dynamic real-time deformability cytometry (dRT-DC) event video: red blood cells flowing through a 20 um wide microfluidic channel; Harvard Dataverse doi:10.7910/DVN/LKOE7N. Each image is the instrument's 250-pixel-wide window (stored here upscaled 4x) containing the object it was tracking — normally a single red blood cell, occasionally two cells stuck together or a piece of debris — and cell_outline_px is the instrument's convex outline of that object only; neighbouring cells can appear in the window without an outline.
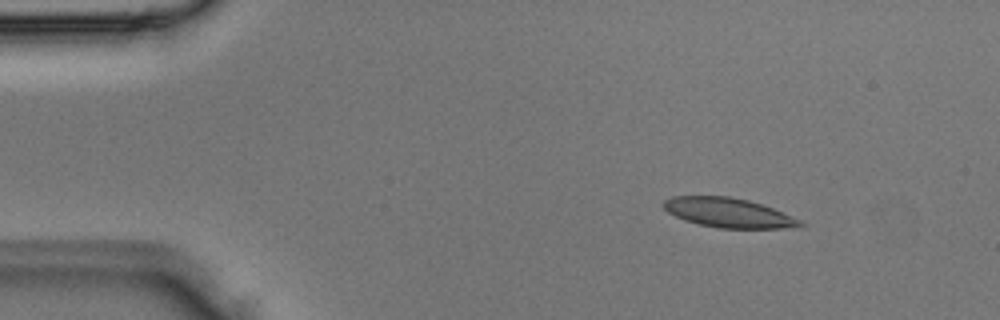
{"species": "Egyptian fruit bat (a non-hibernating species)", "species_latin": "Rousettus aegyptiacus", "temperature_condition": "room temperature", "stored_images_in_passage": 3, "camera_frame_rate_fps": 3000, "um_per_image_px": 0.085, "animal": {"sex": "male"}, "frame": {"image": 1, "passage_image": 1, "time_ms": 0.0, "image_size_px": [1000, 320], "cell_outline_px": [[808, 224], [800, 228], [720, 228], [700, 224], [684, 220], [668, 212], [660, 204], [664, 200], [672, 196], [728, 196], [748, 200], [772, 208], [792, 216]], "centroid_in_image_um": [61.94, 18.09], "position_along_channel_um": 23.1, "area_um2": 23.52}}
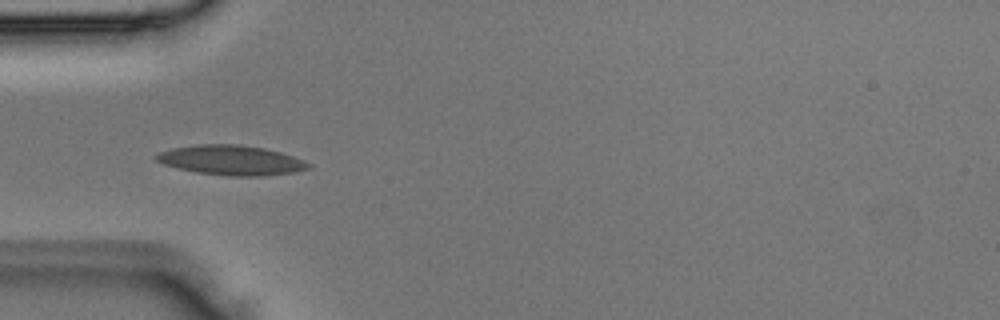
{"frame": {"image": 2, "passage_image": 3, "time_ms": 0.667, "image_size_px": [1000, 320], "cell_outline_px": [[312, 164], [308, 168], [292, 172], [256, 176], [232, 176], [196, 172], [176, 168], [164, 164], [156, 160], [152, 156], [160, 152], [172, 148], [196, 144], [240, 144], [264, 148], [280, 152], [304, 160]], "centroid_in_image_um": [19.6, 13.6], "position_along_channel_um": 65.4, "area_um2": 26.3}}